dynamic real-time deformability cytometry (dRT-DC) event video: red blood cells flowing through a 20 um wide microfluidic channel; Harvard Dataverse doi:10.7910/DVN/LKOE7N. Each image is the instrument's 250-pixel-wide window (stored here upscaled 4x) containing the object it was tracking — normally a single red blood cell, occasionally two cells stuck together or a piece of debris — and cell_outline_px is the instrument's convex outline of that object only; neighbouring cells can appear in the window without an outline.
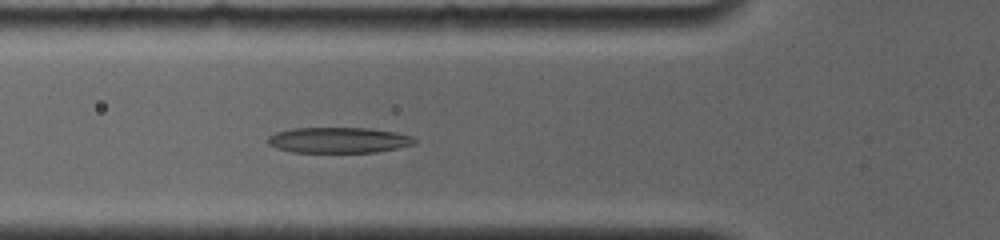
{"species": "common noctule bat (a hibernating species)", "species_latin": "Nyctalus noctula", "temperature_condition": "room temperature", "stored_images_in_passage": 5, "camera_frame_rate_fps": 4000, "um_per_image_px": 0.085, "animal": {"sex": "female", "body_mass_g": 19.0, "forearm_length_mm": 56.7}, "frame": {"image": 1, "passage_image": 5, "time_ms": 4.25, "image_size_px": [1000, 240], "cell_outline_px": [[416, 144], [376, 152], [292, 152], [276, 148], [268, 144], [268, 136], [276, 132], [292, 128], [368, 128], [396, 132], [416, 136]], "centroid_in_image_um": [28.81, 11.9], "position_along_channel_um": 97.0, "area_um2": 22.08}}